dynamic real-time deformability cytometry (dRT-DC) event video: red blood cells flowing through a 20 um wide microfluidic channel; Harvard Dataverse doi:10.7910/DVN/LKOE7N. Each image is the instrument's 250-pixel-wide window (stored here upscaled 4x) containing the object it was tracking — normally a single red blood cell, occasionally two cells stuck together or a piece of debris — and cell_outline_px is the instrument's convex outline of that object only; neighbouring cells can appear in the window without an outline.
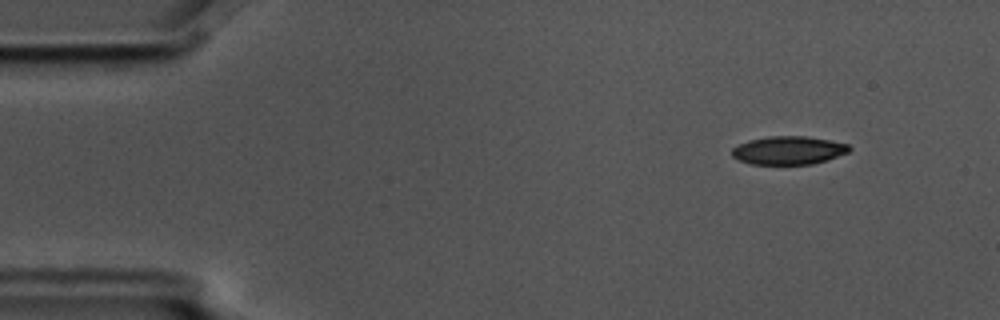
{"species": "common noctule bat (a hibernating species)", "species_latin": "Nyctalus noctula", "temperature_condition": "cold", "stored_images_in_passage": 52, "camera_frame_rate_fps": 3000, "um_per_image_px": 0.085, "animal": {"sex": "male", "body_mass_g": 17.5, "forearm_length_mm": 52.3}, "frame": {"image": 1, "passage_image": 2, "time_ms": 0.333, "image_size_px": [1000, 320], "cell_outline_px": [[852, 148], [848, 152], [828, 160], [812, 164], [752, 164], [740, 160], [732, 156], [732, 148], [748, 140], [768, 136], [808, 136], [848, 144]], "centroid_in_image_um": [67.04, 12.77], "position_along_channel_um": 18.0, "area_um2": 19.31}}
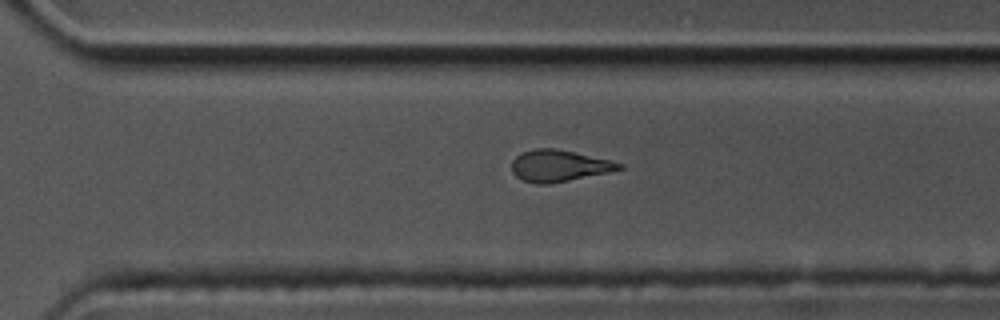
{"frame": {"image": 2, "passage_image": 35, "time_ms": 11.333, "image_size_px": [1000, 320], "cell_outline_px": [[624, 168], [608, 172], [548, 184], [536, 184], [520, 180], [512, 172], [512, 160], [516, 156], [524, 152], [536, 148], [556, 148], [576, 152], [612, 160], [624, 164]], "centroid_in_image_um": [47.51, 14.08], "position_along_channel_um": 323.1, "area_um2": 19.83}}
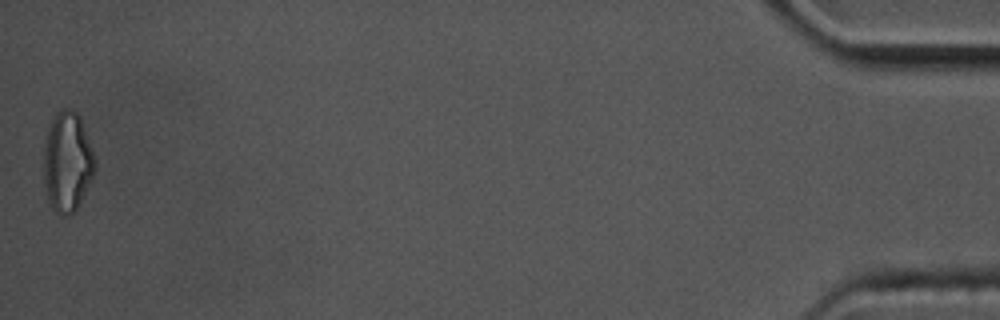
{"frame": {"image": 3, "passage_image": 52, "time_ms": 17.0, "image_size_px": [1000, 320], "cell_outline_px": [[96, 164], [92, 176], [80, 204], [76, 212], [64, 216], [60, 216], [52, 208], [48, 200], [44, 184], [44, 144], [48, 128], [56, 112], [64, 108], [72, 108], [80, 116], [96, 160]], "centroid_in_image_um": [5.72, 13.77], "position_along_channel_um": 429.5, "area_um2": 30.0}, "authors_computed_cell_mechanics": {"area_um2": 20.9814, "velocity_mm_per_s": 3.5846, "shape_relaxation_time_tau1_ms": 4.6542, "shape_relaxation_time_tau2_ms": 2.9664, "deformation_change_tau1": 0.1592, "deformation_change_tau2": 0.1195}}